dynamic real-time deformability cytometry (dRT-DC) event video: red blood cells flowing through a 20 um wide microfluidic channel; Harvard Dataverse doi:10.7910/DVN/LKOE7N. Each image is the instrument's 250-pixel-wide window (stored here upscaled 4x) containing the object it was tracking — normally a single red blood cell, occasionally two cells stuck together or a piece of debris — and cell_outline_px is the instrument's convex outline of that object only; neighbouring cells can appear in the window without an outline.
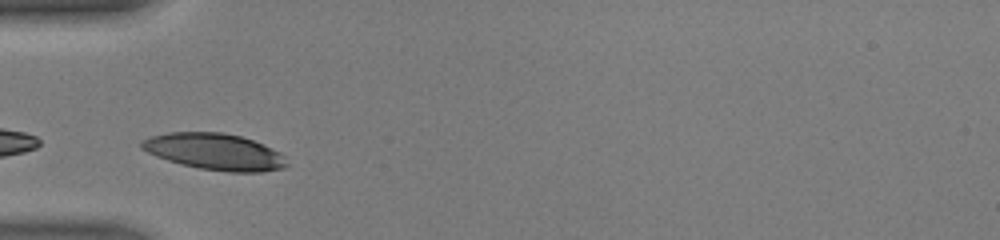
{"species": "human", "species_latin": "Homo sapiens", "temperature_condition": "warm", "stored_images_in_passage": 28, "camera_frame_rate_fps": 3000, "um_per_image_px": 0.085, "donor": {"sex": "male"}, "frame": {"image": 1, "passage_image": 5, "time_ms": 1.333, "image_size_px": [1000, 240], "cell_outline_px": [[288, 164], [284, 168], [260, 172], [228, 172], [200, 168], [180, 164], [156, 156], [140, 148], [140, 140], [152, 136], [168, 132], [220, 132], [240, 136], [264, 144], [280, 152], [284, 156]], "centroid_in_image_um": [18.24, 12.89], "position_along_channel_um": 66.8, "area_um2": 30.87}}
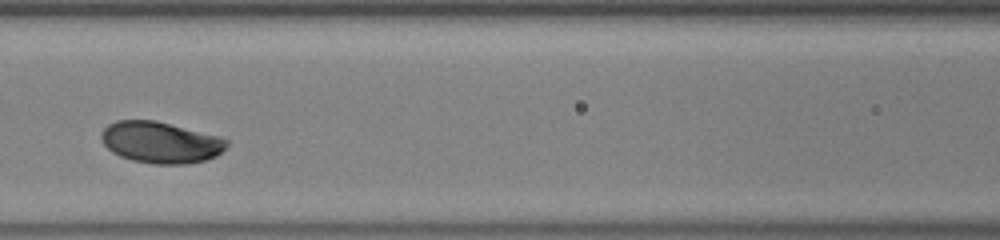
{"frame": {"image": 2, "passage_image": 11, "time_ms": 3.333, "image_size_px": [1000, 240], "cell_outline_px": [[228, 144], [216, 156], [204, 160], [188, 164], [152, 164], [132, 160], [120, 156], [112, 152], [100, 140], [100, 132], [108, 124], [116, 120], [156, 120], [220, 136], [228, 140]], "centroid_in_image_um": [13.62, 12.09], "position_along_channel_um": 153.0, "area_um2": 30.46}}
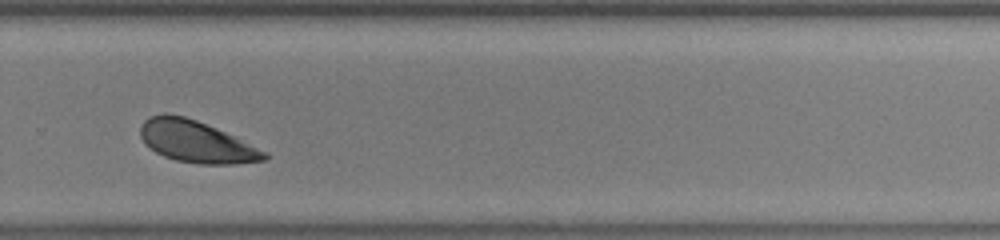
{"frame": {"image": 3, "passage_image": 22, "time_ms": 7.0, "image_size_px": [1000, 240], "cell_outline_px": [[268, 156], [264, 160], [236, 164], [196, 164], [176, 160], [164, 156], [156, 152], [144, 144], [140, 136], [140, 124], [148, 116], [164, 112], [184, 116], [196, 120], [216, 128], [268, 152]], "centroid_in_image_um": [16.63, 12.03], "position_along_channel_um": 313.2, "area_um2": 30.29}, "authors_computed_cell_mechanics": {"area_um2": 30.4028, "velocity_mm_per_s": 4.3739, "shape_relaxation_time_tau1_ms": 1.5769, "shape_relaxation_time_tau2_ms": null, "deformation_change_tau1": 0.1134, "deformation_change_tau2": null}}